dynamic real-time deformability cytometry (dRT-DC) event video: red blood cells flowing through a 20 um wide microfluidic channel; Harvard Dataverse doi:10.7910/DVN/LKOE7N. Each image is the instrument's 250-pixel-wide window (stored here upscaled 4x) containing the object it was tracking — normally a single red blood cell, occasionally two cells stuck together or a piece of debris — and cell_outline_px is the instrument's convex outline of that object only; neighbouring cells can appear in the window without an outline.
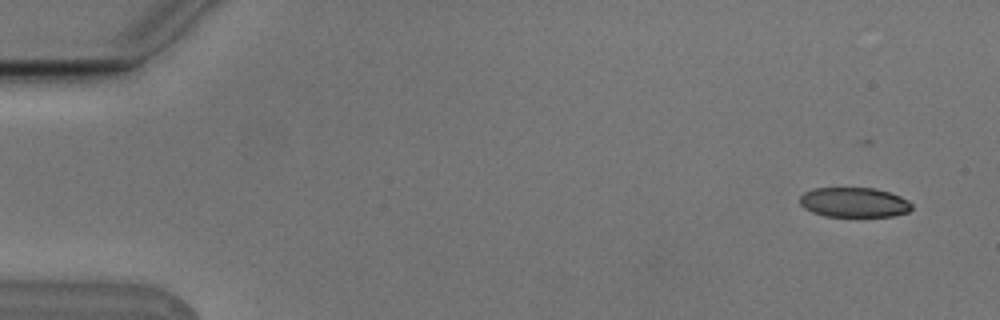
{"species": "Egyptian fruit bat (a non-hibernating species)", "species_latin": "Rousettus aegyptiacus", "temperature_condition": "cold", "stored_images_in_passage": 9, "camera_frame_rate_fps": 3000, "um_per_image_px": 0.085, "animal": {"sex": "male"}, "frame": {"image": 1, "passage_image": 1, "time_ms": 0.0, "image_size_px": [1000, 320], "cell_outline_px": [[912, 208], [908, 212], [892, 216], [824, 216], [812, 212], [804, 208], [800, 204], [800, 196], [804, 192], [812, 188], [876, 188], [900, 196], [908, 200], [912, 204]], "centroid_in_image_um": [72.58, 17.2], "position_along_channel_um": 12.4, "area_um2": 19.48}}
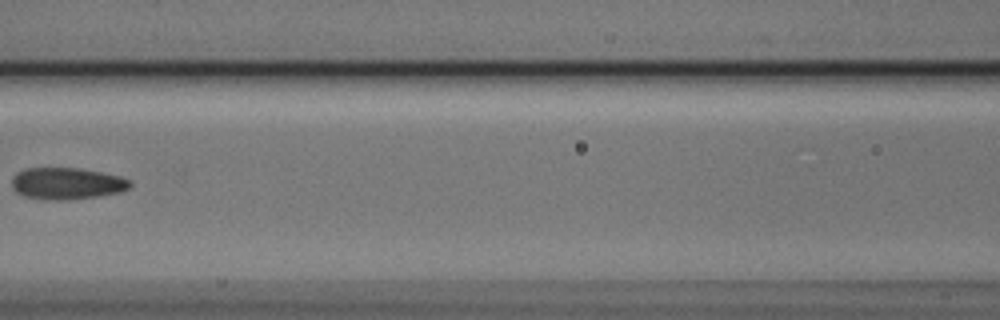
{"frame": {"image": 2, "passage_image": 7, "time_ms": 2.0, "image_size_px": [1000, 320], "cell_outline_px": [[132, 184], [128, 188], [120, 192], [96, 196], [60, 200], [44, 200], [24, 196], [16, 192], [12, 188], [12, 176], [16, 172], [24, 168], [80, 168], [120, 176], [132, 180]], "centroid_in_image_um": [5.64, 15.59], "position_along_channel_um": 161.0, "area_um2": 21.96}}
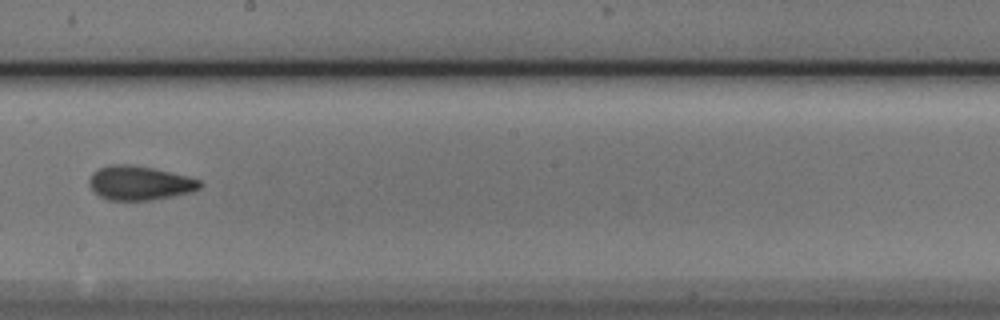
{"frame": {"image": 3, "passage_image": 9, "time_ms": 2.667, "image_size_px": [1000, 320], "cell_outline_px": [[204, 184], [200, 188], [192, 192], [152, 200], [108, 200], [100, 196], [88, 184], [88, 180], [92, 172], [100, 168], [112, 164], [132, 164], [152, 168], [188, 176], [200, 180]], "centroid_in_image_um": [11.88, 15.55], "position_along_channel_um": 236.3, "area_um2": 22.08}}